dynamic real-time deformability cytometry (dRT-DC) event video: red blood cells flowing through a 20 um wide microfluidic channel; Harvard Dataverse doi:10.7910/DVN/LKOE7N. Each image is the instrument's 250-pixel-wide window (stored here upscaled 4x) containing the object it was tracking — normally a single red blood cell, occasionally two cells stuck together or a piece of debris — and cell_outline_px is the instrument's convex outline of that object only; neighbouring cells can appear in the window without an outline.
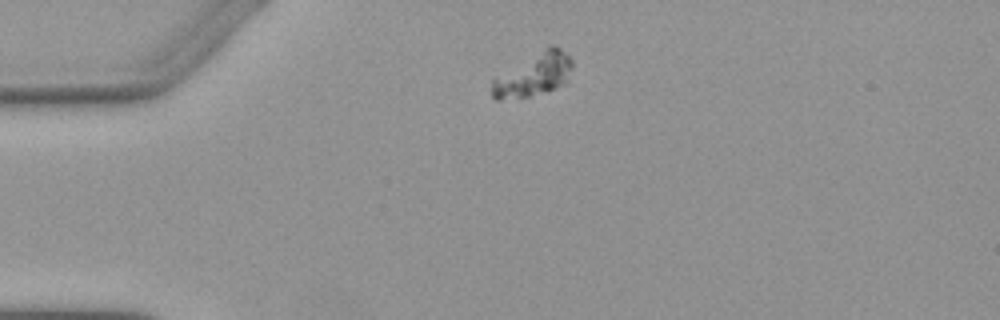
{"species": "Egyptian fruit bat (a non-hibernating species)", "species_latin": "Rousettus aegyptiacus", "temperature_condition": "warm", "stored_images_in_passage": 2, "camera_frame_rate_fps": 3000, "um_per_image_px": 0.085, "animal": {"sex": "female"}, "frame": {"image": 1, "passage_image": 1, "time_ms": 0.0, "image_size_px": [1000, 320], "cell_outline_px": [[572, 68], [568, 84], [520, 100], [496, 100], [492, 96], [492, 80], [496, 76], [548, 44], [556, 44], [572, 60]], "centroid_in_image_um": [45.37, 6.37], "position_along_channel_um": 39.6, "area_um2": 20.92}}